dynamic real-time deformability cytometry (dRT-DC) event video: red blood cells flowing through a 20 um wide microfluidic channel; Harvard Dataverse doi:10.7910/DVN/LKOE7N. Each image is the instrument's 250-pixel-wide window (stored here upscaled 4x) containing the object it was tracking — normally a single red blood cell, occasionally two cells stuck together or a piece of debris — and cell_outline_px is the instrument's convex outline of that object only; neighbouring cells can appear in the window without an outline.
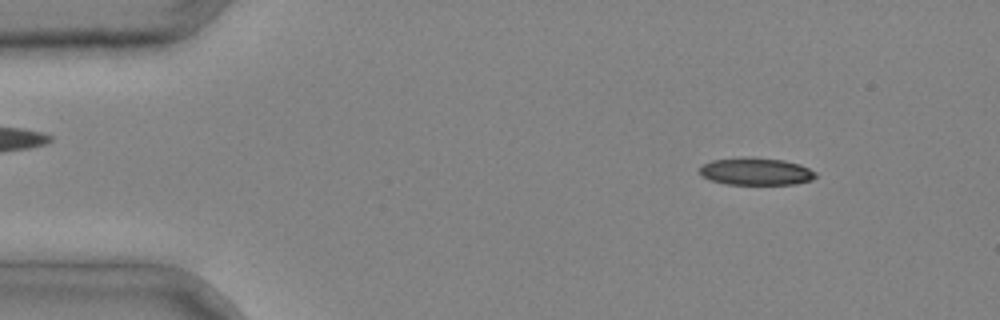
{"species": "common noctule bat (a hibernating species)", "species_latin": "Nyctalus noctula", "temperature_condition": "cold", "stored_images_in_passage": 2, "camera_frame_rate_fps": 3000, "um_per_image_px": 0.085, "animal": {"sex": "male", "body_mass_g": 20.4}, "frame": {"image": 1, "passage_image": 1, "time_ms": 0.0, "image_size_px": [1000, 320], "cell_outline_px": [[816, 176], [812, 180], [796, 184], [728, 184], [712, 180], [704, 176], [700, 172], [700, 164], [712, 160], [740, 156], [744, 156], [784, 160], [800, 164], [816, 172]], "centroid_in_image_um": [64.26, 14.55], "position_along_channel_um": 20.7, "area_um2": 18.61}}